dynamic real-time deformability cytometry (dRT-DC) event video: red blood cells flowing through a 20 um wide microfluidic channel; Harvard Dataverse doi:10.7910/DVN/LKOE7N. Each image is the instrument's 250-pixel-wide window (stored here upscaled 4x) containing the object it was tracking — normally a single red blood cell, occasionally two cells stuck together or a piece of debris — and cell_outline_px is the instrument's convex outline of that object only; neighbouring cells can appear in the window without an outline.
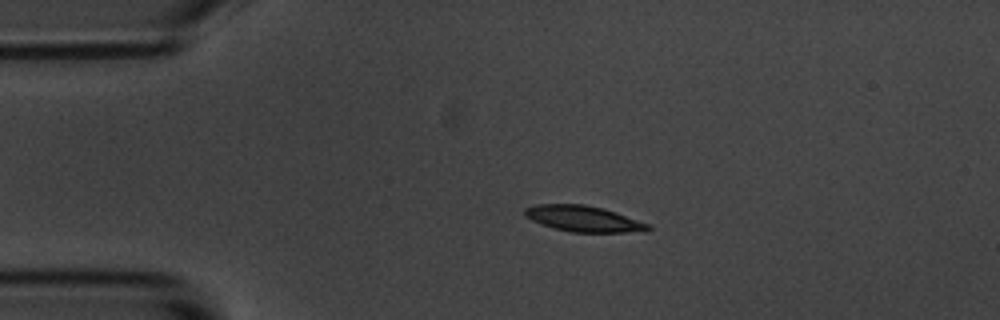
{"species": "common noctule bat (a hibernating species)", "species_latin": "Nyctalus noctula", "temperature_condition": "room temperature", "stored_images_in_passage": 46, "camera_frame_rate_fps": 3000, "um_per_image_px": 0.085, "animal": {"sex": "male", "body_mass_g": 20.1, "forearm_length_mm": 53.5}, "frame": {"image": 1, "passage_image": 1, "time_ms": 0.0, "image_size_px": [1000, 320], "cell_outline_px": [[652, 228], [648, 232], [572, 232], [552, 228], [532, 220], [524, 216], [524, 208], [536, 204], [584, 204], [604, 208], [616, 212], [648, 224]], "centroid_in_image_um": [49.6, 18.59], "position_along_channel_um": 35.4, "area_um2": 18.73}}
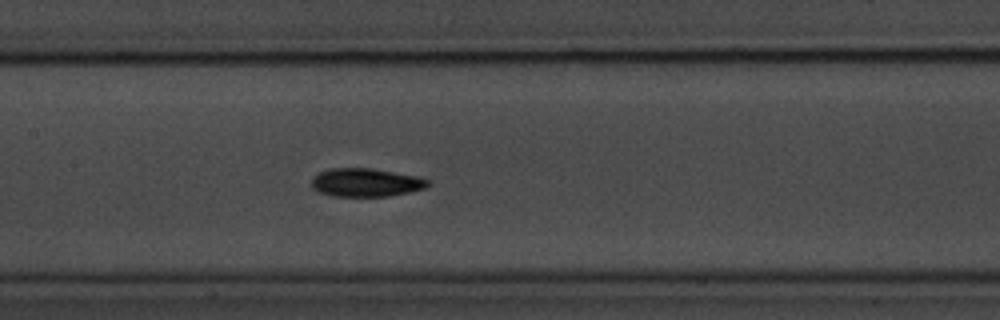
{"frame": {"image": 2, "passage_image": 16, "time_ms": 5.0, "image_size_px": [1000, 320], "cell_outline_px": [[432, 184], [424, 188], [408, 192], [388, 196], [332, 196], [316, 192], [312, 188], [312, 180], [320, 172], [332, 168], [368, 168], [420, 176], [428, 180]], "centroid_in_image_um": [31.11, 15.52], "position_along_channel_um": 176.3, "area_um2": 19.19}}
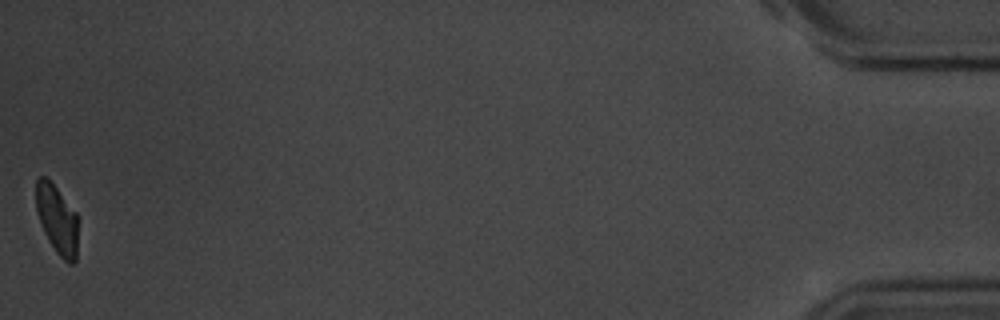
{"frame": {"image": 3, "passage_image": 46, "time_ms": 15.0, "image_size_px": [1000, 320], "cell_outline_px": [[76, 260], [72, 264], [68, 264], [56, 252], [48, 240], [44, 232], [36, 208], [36, 180], [40, 176], [44, 176], [56, 188], [76, 212]], "centroid_in_image_um": [4.83, 18.66], "position_along_channel_um": 430.4, "area_um2": 16.42}, "authors_computed_cell_mechanics": {"area_um2": 18.7272, "velocity_mm_per_s": 3.5117, "shape_relaxation_time_tau1_ms": 2.5199, "shape_relaxation_time_tau2_ms": 3.8528, "deformation_change_tau1": 0.1151, "deformation_change_tau2": 0.0818}}